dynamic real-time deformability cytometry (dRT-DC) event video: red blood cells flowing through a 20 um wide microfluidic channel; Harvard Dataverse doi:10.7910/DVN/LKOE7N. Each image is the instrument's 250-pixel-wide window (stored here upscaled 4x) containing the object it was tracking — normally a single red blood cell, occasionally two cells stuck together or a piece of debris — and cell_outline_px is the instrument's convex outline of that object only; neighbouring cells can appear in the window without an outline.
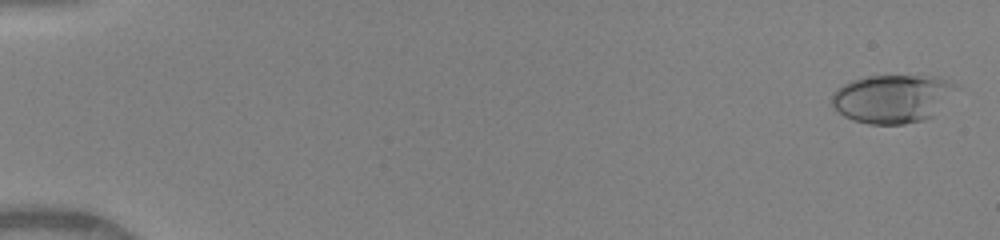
{"species": "human", "species_latin": "Homo sapiens", "temperature_condition": "warm", "stored_images_in_passage": 50, "camera_frame_rate_fps": 3000, "um_per_image_px": 0.085, "donor": {"sex": "female"}, "frame": {"image": 1, "passage_image": 2, "time_ms": 0.333, "image_size_px": [1000, 240], "cell_outline_px": [[960, 84], [932, 116], [924, 120], [904, 124], [868, 124], [852, 120], [844, 116], [832, 104], [832, 92], [836, 88], [852, 80], [868, 76], [936, 76]], "centroid_in_image_um": [75.83, 8.38], "position_along_channel_um": 9.2, "area_um2": 34.85}}
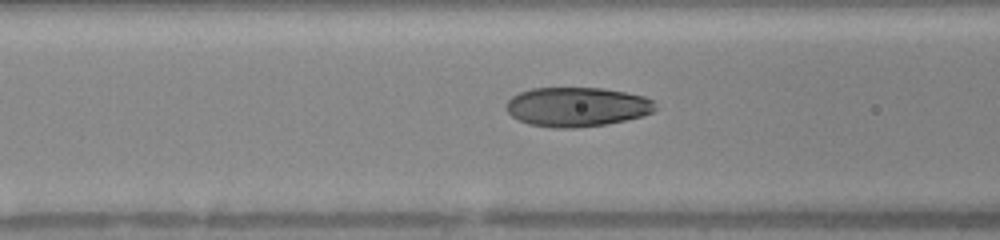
{"frame": {"image": 2, "passage_image": 22, "time_ms": 7.0, "image_size_px": [1000, 240], "cell_outline_px": [[656, 108], [652, 112], [640, 116], [624, 120], [604, 124], [576, 128], [552, 128], [528, 124], [512, 116], [504, 108], [508, 100], [512, 96], [520, 92], [532, 88], [604, 88], [644, 96], [652, 100]], "centroid_in_image_um": [48.99, 9.08], "position_along_channel_um": 117.6, "area_um2": 34.1}}
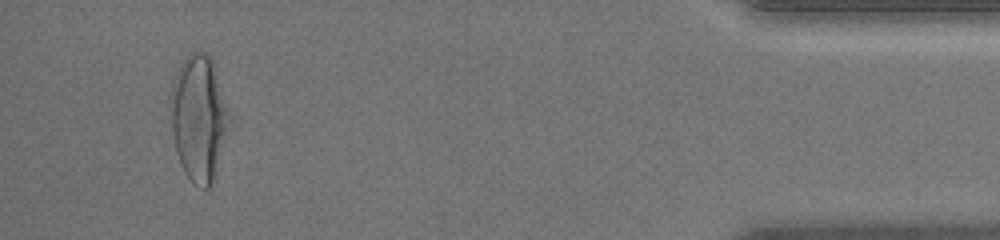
{"frame": {"image": 3, "passage_image": 48, "time_ms": 15.667, "image_size_px": [1000, 240], "cell_outline_px": [[232, 120], [212, 180], [208, 188], [204, 188], [192, 180], [184, 172], [180, 164], [176, 152], [172, 132], [172, 84], [176, 72], [180, 64], [192, 52], [204, 52], [212, 56]], "centroid_in_image_um": [16.93, 9.97], "position_along_channel_um": 418.3, "area_um2": 42.48}, "authors_computed_cell_mechanics": {"area_um2": 34.5355, "velocity_mm_per_s": 4.1316, "shape_relaxation_time_tau1_ms": 3.9548, "shape_relaxation_time_tau2_ms": null, "deformation_change_tau1": 0.1867, "deformation_change_tau2": null}}